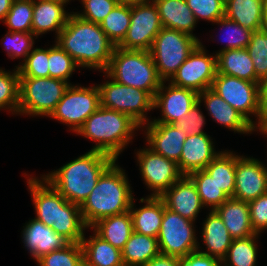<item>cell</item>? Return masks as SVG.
Returning <instances> with one entry per match:
<instances>
[{
    "instance_id": "6da1fadb",
    "label": "cell",
    "mask_w": 267,
    "mask_h": 266,
    "mask_svg": "<svg viewBox=\"0 0 267 266\" xmlns=\"http://www.w3.org/2000/svg\"><path fill=\"white\" fill-rule=\"evenodd\" d=\"M72 13L56 37V43L74 59L78 67L105 72L116 46L100 24L86 21Z\"/></svg>"
},
{
    "instance_id": "7a4b0ae2",
    "label": "cell",
    "mask_w": 267,
    "mask_h": 266,
    "mask_svg": "<svg viewBox=\"0 0 267 266\" xmlns=\"http://www.w3.org/2000/svg\"><path fill=\"white\" fill-rule=\"evenodd\" d=\"M41 179H27L35 206V219L51 227L70 243H81L85 236L83 230L88 227L80 206L67 201L47 180Z\"/></svg>"
},
{
    "instance_id": "3957f363",
    "label": "cell",
    "mask_w": 267,
    "mask_h": 266,
    "mask_svg": "<svg viewBox=\"0 0 267 266\" xmlns=\"http://www.w3.org/2000/svg\"><path fill=\"white\" fill-rule=\"evenodd\" d=\"M114 161L111 156L91 149L43 178L67 201L81 206Z\"/></svg>"
},
{
    "instance_id": "277c9868",
    "label": "cell",
    "mask_w": 267,
    "mask_h": 266,
    "mask_svg": "<svg viewBox=\"0 0 267 266\" xmlns=\"http://www.w3.org/2000/svg\"><path fill=\"white\" fill-rule=\"evenodd\" d=\"M114 161L100 176L87 199L80 206L87 227L99 220L129 211L134 200L127 175Z\"/></svg>"
},
{
    "instance_id": "5b68a950",
    "label": "cell",
    "mask_w": 267,
    "mask_h": 266,
    "mask_svg": "<svg viewBox=\"0 0 267 266\" xmlns=\"http://www.w3.org/2000/svg\"><path fill=\"white\" fill-rule=\"evenodd\" d=\"M141 126L129 115L100 106L76 132L97 144L92 148L117 160Z\"/></svg>"
},
{
    "instance_id": "8992f818",
    "label": "cell",
    "mask_w": 267,
    "mask_h": 266,
    "mask_svg": "<svg viewBox=\"0 0 267 266\" xmlns=\"http://www.w3.org/2000/svg\"><path fill=\"white\" fill-rule=\"evenodd\" d=\"M105 73L108 78L149 92L153 97L163 83L149 51L116 46Z\"/></svg>"
},
{
    "instance_id": "52a82bcc",
    "label": "cell",
    "mask_w": 267,
    "mask_h": 266,
    "mask_svg": "<svg viewBox=\"0 0 267 266\" xmlns=\"http://www.w3.org/2000/svg\"><path fill=\"white\" fill-rule=\"evenodd\" d=\"M199 43L198 38L178 30L164 27L160 30L149 52L160 78L165 83L173 77Z\"/></svg>"
},
{
    "instance_id": "ba28073f",
    "label": "cell",
    "mask_w": 267,
    "mask_h": 266,
    "mask_svg": "<svg viewBox=\"0 0 267 266\" xmlns=\"http://www.w3.org/2000/svg\"><path fill=\"white\" fill-rule=\"evenodd\" d=\"M70 84L50 77H20L18 114L50 116Z\"/></svg>"
},
{
    "instance_id": "9c48e42d",
    "label": "cell",
    "mask_w": 267,
    "mask_h": 266,
    "mask_svg": "<svg viewBox=\"0 0 267 266\" xmlns=\"http://www.w3.org/2000/svg\"><path fill=\"white\" fill-rule=\"evenodd\" d=\"M98 85L101 106L129 115L140 126L149 123L146 112L154 109V97L141 89L120 84L113 79Z\"/></svg>"
},
{
    "instance_id": "30bf717a",
    "label": "cell",
    "mask_w": 267,
    "mask_h": 266,
    "mask_svg": "<svg viewBox=\"0 0 267 266\" xmlns=\"http://www.w3.org/2000/svg\"><path fill=\"white\" fill-rule=\"evenodd\" d=\"M211 89L240 112L254 127L260 124V83L217 73ZM250 114L258 118V124L249 118Z\"/></svg>"
},
{
    "instance_id": "8fae6325",
    "label": "cell",
    "mask_w": 267,
    "mask_h": 266,
    "mask_svg": "<svg viewBox=\"0 0 267 266\" xmlns=\"http://www.w3.org/2000/svg\"><path fill=\"white\" fill-rule=\"evenodd\" d=\"M101 106L99 87L70 86L49 116L68 124L74 132Z\"/></svg>"
},
{
    "instance_id": "7c38bea8",
    "label": "cell",
    "mask_w": 267,
    "mask_h": 266,
    "mask_svg": "<svg viewBox=\"0 0 267 266\" xmlns=\"http://www.w3.org/2000/svg\"><path fill=\"white\" fill-rule=\"evenodd\" d=\"M193 228L192 221L165 207L157 237L160 254L184 258L198 251L199 243Z\"/></svg>"
},
{
    "instance_id": "4fadbf2b",
    "label": "cell",
    "mask_w": 267,
    "mask_h": 266,
    "mask_svg": "<svg viewBox=\"0 0 267 266\" xmlns=\"http://www.w3.org/2000/svg\"><path fill=\"white\" fill-rule=\"evenodd\" d=\"M163 28L154 2L131 4V20L127 34L117 46L128 50L149 51Z\"/></svg>"
},
{
    "instance_id": "5bb4252c",
    "label": "cell",
    "mask_w": 267,
    "mask_h": 266,
    "mask_svg": "<svg viewBox=\"0 0 267 266\" xmlns=\"http://www.w3.org/2000/svg\"><path fill=\"white\" fill-rule=\"evenodd\" d=\"M217 74V56L207 55L200 42L180 65L170 83L200 93L211 88Z\"/></svg>"
},
{
    "instance_id": "9a60e30c",
    "label": "cell",
    "mask_w": 267,
    "mask_h": 266,
    "mask_svg": "<svg viewBox=\"0 0 267 266\" xmlns=\"http://www.w3.org/2000/svg\"><path fill=\"white\" fill-rule=\"evenodd\" d=\"M140 173L145 184L153 193L150 196L160 197L183 174L175 161L143 148L137 152Z\"/></svg>"
},
{
    "instance_id": "2e32d148",
    "label": "cell",
    "mask_w": 267,
    "mask_h": 266,
    "mask_svg": "<svg viewBox=\"0 0 267 266\" xmlns=\"http://www.w3.org/2000/svg\"><path fill=\"white\" fill-rule=\"evenodd\" d=\"M267 192V167L254 158L236 155L235 190L233 198L245 202Z\"/></svg>"
},
{
    "instance_id": "e0dca14e",
    "label": "cell",
    "mask_w": 267,
    "mask_h": 266,
    "mask_svg": "<svg viewBox=\"0 0 267 266\" xmlns=\"http://www.w3.org/2000/svg\"><path fill=\"white\" fill-rule=\"evenodd\" d=\"M164 81L154 97V108H161L162 118L153 119L149 123L174 124L186 115L198 101V93L188 88H181ZM166 92V93H165Z\"/></svg>"
},
{
    "instance_id": "ac0fdd59",
    "label": "cell",
    "mask_w": 267,
    "mask_h": 266,
    "mask_svg": "<svg viewBox=\"0 0 267 266\" xmlns=\"http://www.w3.org/2000/svg\"><path fill=\"white\" fill-rule=\"evenodd\" d=\"M160 198L166 208L178 213L182 217L194 222L203 206L193 181L183 175L171 185Z\"/></svg>"
},
{
    "instance_id": "d6986e66",
    "label": "cell",
    "mask_w": 267,
    "mask_h": 266,
    "mask_svg": "<svg viewBox=\"0 0 267 266\" xmlns=\"http://www.w3.org/2000/svg\"><path fill=\"white\" fill-rule=\"evenodd\" d=\"M145 132L149 148L176 163L180 161L187 134L174 124L147 123Z\"/></svg>"
},
{
    "instance_id": "ffe728a7",
    "label": "cell",
    "mask_w": 267,
    "mask_h": 266,
    "mask_svg": "<svg viewBox=\"0 0 267 266\" xmlns=\"http://www.w3.org/2000/svg\"><path fill=\"white\" fill-rule=\"evenodd\" d=\"M22 232L23 243L36 261L42 256L70 244L66 238L35 218L29 220Z\"/></svg>"
},
{
    "instance_id": "44dd1931",
    "label": "cell",
    "mask_w": 267,
    "mask_h": 266,
    "mask_svg": "<svg viewBox=\"0 0 267 266\" xmlns=\"http://www.w3.org/2000/svg\"><path fill=\"white\" fill-rule=\"evenodd\" d=\"M198 100L200 102L204 100L210 117L220 125L243 134L256 131L255 127L240 112L234 109L211 88L198 93Z\"/></svg>"
},
{
    "instance_id": "7402d4cb",
    "label": "cell",
    "mask_w": 267,
    "mask_h": 266,
    "mask_svg": "<svg viewBox=\"0 0 267 266\" xmlns=\"http://www.w3.org/2000/svg\"><path fill=\"white\" fill-rule=\"evenodd\" d=\"M219 153L215 152L213 141L206 133L187 136L177 165L183 175H188L204 169Z\"/></svg>"
},
{
    "instance_id": "603a6c76",
    "label": "cell",
    "mask_w": 267,
    "mask_h": 266,
    "mask_svg": "<svg viewBox=\"0 0 267 266\" xmlns=\"http://www.w3.org/2000/svg\"><path fill=\"white\" fill-rule=\"evenodd\" d=\"M214 211L222 219L233 239L247 238L257 234L251 225L248 202L228 198Z\"/></svg>"
},
{
    "instance_id": "cb8c5ba5",
    "label": "cell",
    "mask_w": 267,
    "mask_h": 266,
    "mask_svg": "<svg viewBox=\"0 0 267 266\" xmlns=\"http://www.w3.org/2000/svg\"><path fill=\"white\" fill-rule=\"evenodd\" d=\"M141 203H146L139 209H134L132 201L129 212L132 217L134 232L157 238L161 229L165 203L160 197L149 196L141 198Z\"/></svg>"
},
{
    "instance_id": "d4e9b609",
    "label": "cell",
    "mask_w": 267,
    "mask_h": 266,
    "mask_svg": "<svg viewBox=\"0 0 267 266\" xmlns=\"http://www.w3.org/2000/svg\"><path fill=\"white\" fill-rule=\"evenodd\" d=\"M71 13L64 10V5L48 0H33L32 33L38 35L55 31L57 36L67 24Z\"/></svg>"
},
{
    "instance_id": "484cf974",
    "label": "cell",
    "mask_w": 267,
    "mask_h": 266,
    "mask_svg": "<svg viewBox=\"0 0 267 266\" xmlns=\"http://www.w3.org/2000/svg\"><path fill=\"white\" fill-rule=\"evenodd\" d=\"M158 9L164 28L178 30L193 35L196 19L186 0H152Z\"/></svg>"
},
{
    "instance_id": "4316f807",
    "label": "cell",
    "mask_w": 267,
    "mask_h": 266,
    "mask_svg": "<svg viewBox=\"0 0 267 266\" xmlns=\"http://www.w3.org/2000/svg\"><path fill=\"white\" fill-rule=\"evenodd\" d=\"M225 17L257 31L266 27L265 0H225Z\"/></svg>"
},
{
    "instance_id": "83f0119b",
    "label": "cell",
    "mask_w": 267,
    "mask_h": 266,
    "mask_svg": "<svg viewBox=\"0 0 267 266\" xmlns=\"http://www.w3.org/2000/svg\"><path fill=\"white\" fill-rule=\"evenodd\" d=\"M202 239L206 245L207 252L199 251L202 254L212 256L222 262L226 257L233 238L224 225L219 215L213 210L203 223Z\"/></svg>"
},
{
    "instance_id": "f1b7e54d",
    "label": "cell",
    "mask_w": 267,
    "mask_h": 266,
    "mask_svg": "<svg viewBox=\"0 0 267 266\" xmlns=\"http://www.w3.org/2000/svg\"><path fill=\"white\" fill-rule=\"evenodd\" d=\"M217 56V73L261 83L254 71V64L246 48L220 50Z\"/></svg>"
},
{
    "instance_id": "f546056e",
    "label": "cell",
    "mask_w": 267,
    "mask_h": 266,
    "mask_svg": "<svg viewBox=\"0 0 267 266\" xmlns=\"http://www.w3.org/2000/svg\"><path fill=\"white\" fill-rule=\"evenodd\" d=\"M95 233L113 247L122 250L134 232L129 211L103 218L92 227Z\"/></svg>"
},
{
    "instance_id": "4dcf8cb0",
    "label": "cell",
    "mask_w": 267,
    "mask_h": 266,
    "mask_svg": "<svg viewBox=\"0 0 267 266\" xmlns=\"http://www.w3.org/2000/svg\"><path fill=\"white\" fill-rule=\"evenodd\" d=\"M84 266H124L121 250L113 247L94 232L90 239L83 237Z\"/></svg>"
},
{
    "instance_id": "1f68e13d",
    "label": "cell",
    "mask_w": 267,
    "mask_h": 266,
    "mask_svg": "<svg viewBox=\"0 0 267 266\" xmlns=\"http://www.w3.org/2000/svg\"><path fill=\"white\" fill-rule=\"evenodd\" d=\"M121 253L124 266H144L160 254L158 240L133 232Z\"/></svg>"
},
{
    "instance_id": "d6a6232c",
    "label": "cell",
    "mask_w": 267,
    "mask_h": 266,
    "mask_svg": "<svg viewBox=\"0 0 267 266\" xmlns=\"http://www.w3.org/2000/svg\"><path fill=\"white\" fill-rule=\"evenodd\" d=\"M236 154L220 151V153L204 168L214 178L221 190L233 198L235 190Z\"/></svg>"
},
{
    "instance_id": "836d02e7",
    "label": "cell",
    "mask_w": 267,
    "mask_h": 266,
    "mask_svg": "<svg viewBox=\"0 0 267 266\" xmlns=\"http://www.w3.org/2000/svg\"><path fill=\"white\" fill-rule=\"evenodd\" d=\"M131 20V4L119 2L100 23L106 36L118 46L125 38Z\"/></svg>"
},
{
    "instance_id": "e575fe53",
    "label": "cell",
    "mask_w": 267,
    "mask_h": 266,
    "mask_svg": "<svg viewBox=\"0 0 267 266\" xmlns=\"http://www.w3.org/2000/svg\"><path fill=\"white\" fill-rule=\"evenodd\" d=\"M196 186L203 206H211V211L221 206L229 197L221 190L214 178L204 169L187 175Z\"/></svg>"
},
{
    "instance_id": "d590c367",
    "label": "cell",
    "mask_w": 267,
    "mask_h": 266,
    "mask_svg": "<svg viewBox=\"0 0 267 266\" xmlns=\"http://www.w3.org/2000/svg\"><path fill=\"white\" fill-rule=\"evenodd\" d=\"M258 235L255 234L247 238L233 239L226 257L222 260L221 264L224 263L225 266H256L257 244L255 240L258 238Z\"/></svg>"
},
{
    "instance_id": "8d00e7d4",
    "label": "cell",
    "mask_w": 267,
    "mask_h": 266,
    "mask_svg": "<svg viewBox=\"0 0 267 266\" xmlns=\"http://www.w3.org/2000/svg\"><path fill=\"white\" fill-rule=\"evenodd\" d=\"M246 49L254 64L255 75L262 82L267 79V27L252 32Z\"/></svg>"
},
{
    "instance_id": "74e56055",
    "label": "cell",
    "mask_w": 267,
    "mask_h": 266,
    "mask_svg": "<svg viewBox=\"0 0 267 266\" xmlns=\"http://www.w3.org/2000/svg\"><path fill=\"white\" fill-rule=\"evenodd\" d=\"M33 0H14L3 21L12 32H32Z\"/></svg>"
},
{
    "instance_id": "f35d334b",
    "label": "cell",
    "mask_w": 267,
    "mask_h": 266,
    "mask_svg": "<svg viewBox=\"0 0 267 266\" xmlns=\"http://www.w3.org/2000/svg\"><path fill=\"white\" fill-rule=\"evenodd\" d=\"M20 75L18 69L7 72L0 69V109H9L18 114Z\"/></svg>"
},
{
    "instance_id": "ab89813d",
    "label": "cell",
    "mask_w": 267,
    "mask_h": 266,
    "mask_svg": "<svg viewBox=\"0 0 267 266\" xmlns=\"http://www.w3.org/2000/svg\"><path fill=\"white\" fill-rule=\"evenodd\" d=\"M39 266H84L81 243H70L37 260Z\"/></svg>"
},
{
    "instance_id": "60d3db41",
    "label": "cell",
    "mask_w": 267,
    "mask_h": 266,
    "mask_svg": "<svg viewBox=\"0 0 267 266\" xmlns=\"http://www.w3.org/2000/svg\"><path fill=\"white\" fill-rule=\"evenodd\" d=\"M49 77L60 79L65 82L78 67L74 59L64 51L57 43L48 49Z\"/></svg>"
},
{
    "instance_id": "b9f144b4",
    "label": "cell",
    "mask_w": 267,
    "mask_h": 266,
    "mask_svg": "<svg viewBox=\"0 0 267 266\" xmlns=\"http://www.w3.org/2000/svg\"><path fill=\"white\" fill-rule=\"evenodd\" d=\"M48 65V49L36 48L17 69L20 77H49Z\"/></svg>"
},
{
    "instance_id": "7bdbcfd3",
    "label": "cell",
    "mask_w": 267,
    "mask_h": 266,
    "mask_svg": "<svg viewBox=\"0 0 267 266\" xmlns=\"http://www.w3.org/2000/svg\"><path fill=\"white\" fill-rule=\"evenodd\" d=\"M35 35L32 32H12L7 31L5 39L3 38L4 47L7 51V55L11 58H20L24 57L23 60L29 55L32 51L34 44L33 37ZM6 40V41H5Z\"/></svg>"
},
{
    "instance_id": "ee69618b",
    "label": "cell",
    "mask_w": 267,
    "mask_h": 266,
    "mask_svg": "<svg viewBox=\"0 0 267 266\" xmlns=\"http://www.w3.org/2000/svg\"><path fill=\"white\" fill-rule=\"evenodd\" d=\"M186 2L196 21L202 18L215 23L225 16V0H186Z\"/></svg>"
},
{
    "instance_id": "f6af8a7d",
    "label": "cell",
    "mask_w": 267,
    "mask_h": 266,
    "mask_svg": "<svg viewBox=\"0 0 267 266\" xmlns=\"http://www.w3.org/2000/svg\"><path fill=\"white\" fill-rule=\"evenodd\" d=\"M215 23L220 24L222 27H225L227 31V45L221 50L227 49H243L248 46L251 40L252 32L251 30L242 27L240 24L235 21L223 17L218 19Z\"/></svg>"
},
{
    "instance_id": "bcb514c9",
    "label": "cell",
    "mask_w": 267,
    "mask_h": 266,
    "mask_svg": "<svg viewBox=\"0 0 267 266\" xmlns=\"http://www.w3.org/2000/svg\"><path fill=\"white\" fill-rule=\"evenodd\" d=\"M84 11L74 13L81 19L100 24L119 3L118 0H82Z\"/></svg>"
},
{
    "instance_id": "7dc6e473",
    "label": "cell",
    "mask_w": 267,
    "mask_h": 266,
    "mask_svg": "<svg viewBox=\"0 0 267 266\" xmlns=\"http://www.w3.org/2000/svg\"><path fill=\"white\" fill-rule=\"evenodd\" d=\"M200 101L198 100L193 106L190 108V111L184 115L179 121L174 123L182 131H185L187 136L204 134L202 130L205 123V117L203 113L200 111Z\"/></svg>"
},
{
    "instance_id": "c3c4849f",
    "label": "cell",
    "mask_w": 267,
    "mask_h": 266,
    "mask_svg": "<svg viewBox=\"0 0 267 266\" xmlns=\"http://www.w3.org/2000/svg\"><path fill=\"white\" fill-rule=\"evenodd\" d=\"M250 211V220L253 230L260 234L267 229V192L257 199L248 202Z\"/></svg>"
},
{
    "instance_id": "681fc988",
    "label": "cell",
    "mask_w": 267,
    "mask_h": 266,
    "mask_svg": "<svg viewBox=\"0 0 267 266\" xmlns=\"http://www.w3.org/2000/svg\"><path fill=\"white\" fill-rule=\"evenodd\" d=\"M221 261L198 251L180 258V266H221Z\"/></svg>"
},
{
    "instance_id": "f907efd6",
    "label": "cell",
    "mask_w": 267,
    "mask_h": 266,
    "mask_svg": "<svg viewBox=\"0 0 267 266\" xmlns=\"http://www.w3.org/2000/svg\"><path fill=\"white\" fill-rule=\"evenodd\" d=\"M144 266H180V258L159 254L158 256L152 258Z\"/></svg>"
},
{
    "instance_id": "816d5d0a",
    "label": "cell",
    "mask_w": 267,
    "mask_h": 266,
    "mask_svg": "<svg viewBox=\"0 0 267 266\" xmlns=\"http://www.w3.org/2000/svg\"><path fill=\"white\" fill-rule=\"evenodd\" d=\"M261 121L267 116V79L260 83Z\"/></svg>"
},
{
    "instance_id": "f5cc1de1",
    "label": "cell",
    "mask_w": 267,
    "mask_h": 266,
    "mask_svg": "<svg viewBox=\"0 0 267 266\" xmlns=\"http://www.w3.org/2000/svg\"><path fill=\"white\" fill-rule=\"evenodd\" d=\"M14 0H0V20L4 21Z\"/></svg>"
},
{
    "instance_id": "db71d44e",
    "label": "cell",
    "mask_w": 267,
    "mask_h": 266,
    "mask_svg": "<svg viewBox=\"0 0 267 266\" xmlns=\"http://www.w3.org/2000/svg\"><path fill=\"white\" fill-rule=\"evenodd\" d=\"M254 129H259L262 134L267 133V116Z\"/></svg>"
},
{
    "instance_id": "11a10c76",
    "label": "cell",
    "mask_w": 267,
    "mask_h": 266,
    "mask_svg": "<svg viewBox=\"0 0 267 266\" xmlns=\"http://www.w3.org/2000/svg\"><path fill=\"white\" fill-rule=\"evenodd\" d=\"M119 2L122 3H128V4H134V3H145V2H150L152 0H118Z\"/></svg>"
},
{
    "instance_id": "9f6ffc18",
    "label": "cell",
    "mask_w": 267,
    "mask_h": 266,
    "mask_svg": "<svg viewBox=\"0 0 267 266\" xmlns=\"http://www.w3.org/2000/svg\"><path fill=\"white\" fill-rule=\"evenodd\" d=\"M48 1L58 2V3H61L63 5L69 2V0H48Z\"/></svg>"
},
{
    "instance_id": "6f0895ef",
    "label": "cell",
    "mask_w": 267,
    "mask_h": 266,
    "mask_svg": "<svg viewBox=\"0 0 267 266\" xmlns=\"http://www.w3.org/2000/svg\"><path fill=\"white\" fill-rule=\"evenodd\" d=\"M265 23L267 27V0H265Z\"/></svg>"
}]
</instances>
